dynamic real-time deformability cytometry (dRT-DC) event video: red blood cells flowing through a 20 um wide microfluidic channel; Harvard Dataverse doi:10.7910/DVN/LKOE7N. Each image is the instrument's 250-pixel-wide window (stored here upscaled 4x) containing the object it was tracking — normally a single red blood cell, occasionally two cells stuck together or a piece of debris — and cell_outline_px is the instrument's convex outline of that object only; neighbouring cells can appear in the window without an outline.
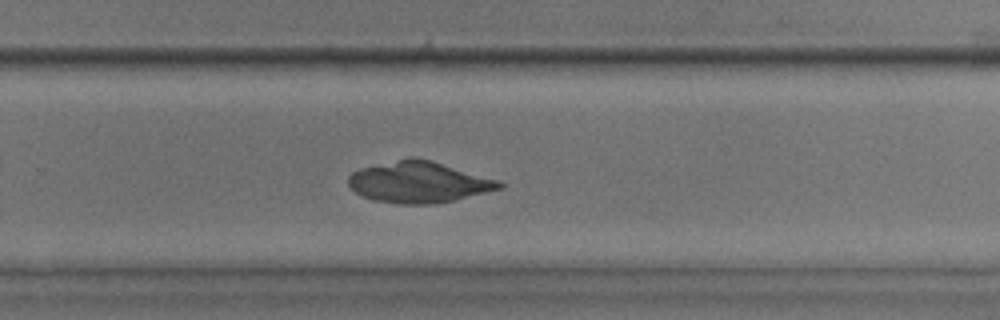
{"species": "common noctule bat (a hibernating species)", "species_latin": "Nyctalus noctula", "temperature_condition": "room temperature", "stored_images_in_passage": 48, "camera_frame_rate_fps": 3000, "um_per_image_px": 0.085, "animal": {"sex": "male", "body_mass_g": 17.9, "forearm_length_mm": 54.2}, "frame": {"image": 1, "passage_image": 31, "time_ms": 10.0, "image_size_px": [1000, 320], "cell_outline_px": [[504, 188], [452, 200], [432, 204], [400, 204], [372, 200], [360, 196], [348, 184], [348, 176], [352, 172], [360, 168], [408, 156], [416, 156], [432, 160], [500, 180], [504, 184]], "centroid_in_image_um": [35.58, 15.46], "position_along_channel_um": 294.2, "area_um2": 36.65}}
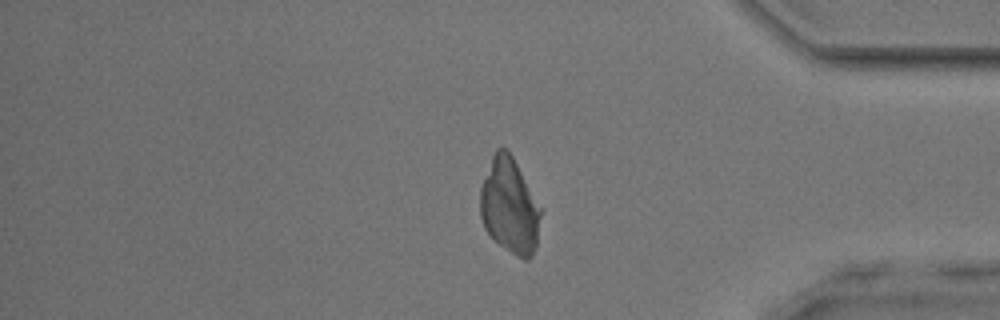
{"frame": {"image": 2, "passage_image": 40, "time_ms": 13.0, "image_size_px": [1000, 320], "cell_outline_px": [[544, 208], [536, 244], [532, 256], [528, 260], [524, 260], [516, 256], [492, 240], [484, 228], [480, 216], [480, 188], [492, 156], [496, 148], [504, 148], [512, 156]], "centroid_in_image_um": [43.34, 17.54], "position_along_channel_um": 391.9, "area_um2": 34.39}}
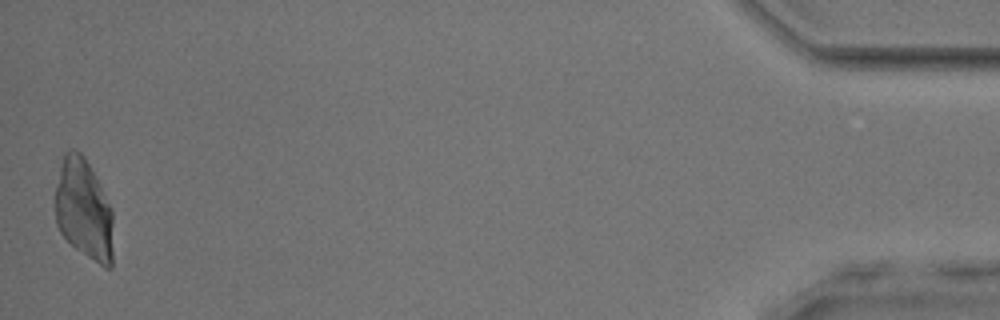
{"frame": {"image": 3, "passage_image": 48, "time_ms": 15.667, "image_size_px": [1000, 320], "cell_outline_px": [[112, 268], [104, 268], [76, 248], [60, 232], [56, 224], [56, 184], [64, 152], [72, 148], [80, 152], [84, 156], [112, 208]], "centroid_in_image_um": [7.12, 17.81], "position_along_channel_um": 428.1, "area_um2": 33.7}}